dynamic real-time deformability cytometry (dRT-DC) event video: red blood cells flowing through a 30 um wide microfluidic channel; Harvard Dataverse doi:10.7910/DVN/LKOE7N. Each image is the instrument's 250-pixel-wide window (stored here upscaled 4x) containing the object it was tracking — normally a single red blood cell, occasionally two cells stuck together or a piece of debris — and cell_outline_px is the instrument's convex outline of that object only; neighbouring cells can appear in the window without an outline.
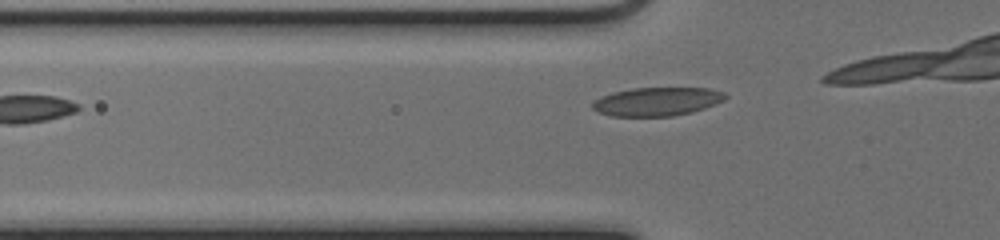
{"species": "common noctule bat (a hibernating species)", "species_latin": "Nyctalus noctula", "temperature_condition": "cold", "stored_images_in_passage": 8, "camera_frame_rate_fps": 3000, "um_per_image_px": 0.085, "animal": {"sex": "female", "body_mass_g": 17.0, "forearm_length_mm": 48.0}, "frame": {"image": 1, "passage_image": 3, "time_ms": 0.667, "image_size_px": [1000, 240], "cell_outline_px": [[728, 96], [724, 100], [704, 108], [692, 112], [672, 116], [612, 116], [596, 112], [592, 108], [592, 100], [600, 96], [612, 92], [632, 88], [708, 88], [724, 92]], "centroid_in_image_um": [55.8, 8.63], "position_along_channel_um": 70.0, "area_um2": 22.25}}
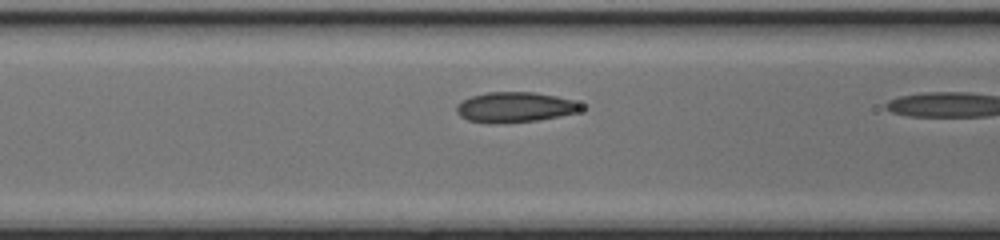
{"frame": {"image": 2, "passage_image": 7, "time_ms": 2.0, "image_size_px": [1000, 240], "cell_outline_px": [[584, 108], [576, 112], [560, 116], [536, 120], [468, 120], [460, 116], [456, 112], [456, 104], [472, 96], [488, 92], [536, 92], [556, 96], [572, 100], [580, 104]], "centroid_in_image_um": [43.81, 9.05], "position_along_channel_um": 122.8, "area_um2": 20.87}}